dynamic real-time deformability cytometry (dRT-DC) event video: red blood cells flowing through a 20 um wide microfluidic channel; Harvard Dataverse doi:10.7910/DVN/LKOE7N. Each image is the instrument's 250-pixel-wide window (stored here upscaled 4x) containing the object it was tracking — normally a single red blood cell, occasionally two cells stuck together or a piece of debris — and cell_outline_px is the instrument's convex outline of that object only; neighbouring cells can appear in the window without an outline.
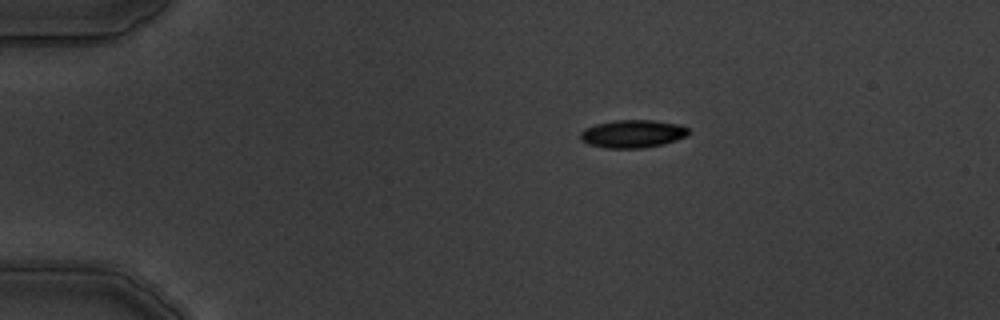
{"species": "common noctule bat (a hibernating species)", "species_latin": "Nyctalus noctula", "temperature_condition": "warm", "stored_images_in_passage": 2, "camera_frame_rate_fps": 3000, "um_per_image_px": 0.085, "animal": {"sex": "male", "body_mass_g": 19.5, "forearm_length_mm": 54.6}, "frame": {"image": 1, "passage_image": 2, "time_ms": 1.333, "image_size_px": [1000, 320], "cell_outline_px": [[688, 136], [664, 144], [644, 148], [608, 148], [588, 144], [580, 140], [580, 132], [584, 128], [596, 124], [612, 120], [652, 120], [680, 124], [688, 128]], "centroid_in_image_um": [53.77, 11.37], "position_along_channel_um": 31.2, "area_um2": 17.74}}